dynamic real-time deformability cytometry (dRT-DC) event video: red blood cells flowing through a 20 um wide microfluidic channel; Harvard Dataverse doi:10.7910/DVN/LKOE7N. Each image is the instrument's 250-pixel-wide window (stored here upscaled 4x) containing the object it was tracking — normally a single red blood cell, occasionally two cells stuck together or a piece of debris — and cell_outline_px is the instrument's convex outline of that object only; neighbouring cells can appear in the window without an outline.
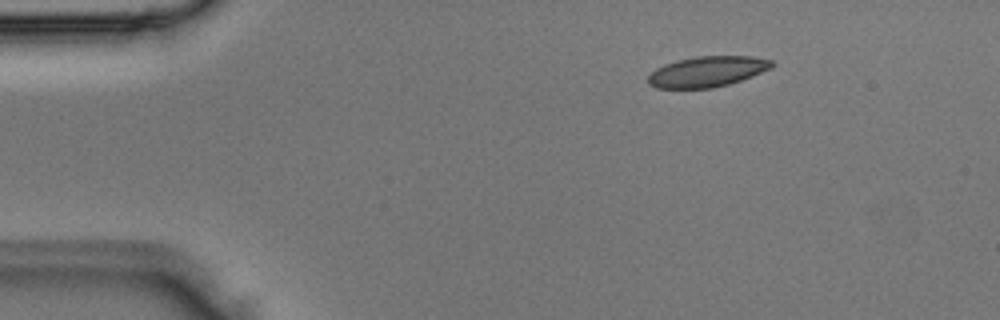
{"species": "Egyptian fruit bat (a non-hibernating species)", "species_latin": "Rousettus aegyptiacus", "temperature_condition": "room temperature", "stored_images_in_passage": 4, "camera_frame_rate_fps": 3000, "um_per_image_px": 0.085, "animal": {"sex": "male"}, "frame": {"image": 1, "passage_image": 4, "time_ms": 1.0, "image_size_px": [1000, 320], "cell_outline_px": [[776, 64], [772, 68], [752, 76], [728, 84], [712, 88], [656, 88], [648, 84], [648, 76], [656, 68], [664, 64], [676, 60], [696, 56], [752, 56], [772, 60]], "centroid_in_image_um": [60.12, 6.08], "position_along_channel_um": 24.9, "area_um2": 22.14}}